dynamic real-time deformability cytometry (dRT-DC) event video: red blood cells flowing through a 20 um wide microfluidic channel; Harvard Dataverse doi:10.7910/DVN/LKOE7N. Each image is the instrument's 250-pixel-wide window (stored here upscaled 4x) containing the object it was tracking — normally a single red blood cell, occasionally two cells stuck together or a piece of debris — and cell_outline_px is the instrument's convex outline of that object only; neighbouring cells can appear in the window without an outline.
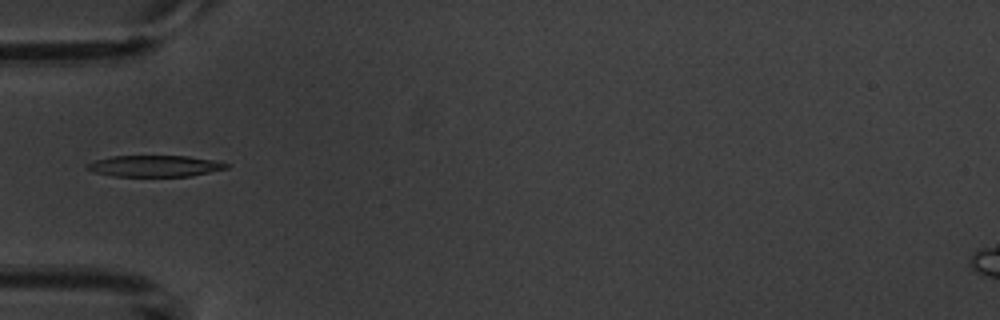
{"species": "common noctule bat (a hibernating species)", "species_latin": "Nyctalus noctula", "temperature_condition": "warm", "stored_images_in_passage": 4, "camera_frame_rate_fps": 3000, "um_per_image_px": 0.085, "animal": {"sex": "male", "body_mass_g": 20.1, "forearm_length_mm": 53.5}, "frame": {"image": 1, "passage_image": 4, "time_ms": 3.667, "image_size_px": [1000, 320], "cell_outline_px": [[232, 164], [228, 168], [192, 176], [116, 176], [92, 172], [84, 164], [96, 160], [112, 156], [188, 156], [216, 160]], "centroid_in_image_um": [13.21, 14.11], "position_along_channel_um": 71.8, "area_um2": 17.4}}